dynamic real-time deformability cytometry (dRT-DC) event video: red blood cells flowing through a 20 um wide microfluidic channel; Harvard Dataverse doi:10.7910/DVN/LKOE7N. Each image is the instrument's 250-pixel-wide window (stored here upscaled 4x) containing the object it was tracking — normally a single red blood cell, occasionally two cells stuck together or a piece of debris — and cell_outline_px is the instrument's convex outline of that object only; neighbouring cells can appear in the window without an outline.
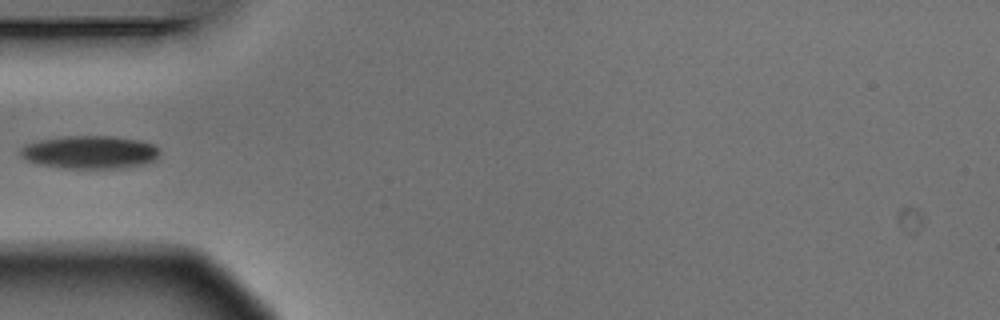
{"species": "Egyptian fruit bat (a non-hibernating species)", "species_latin": "Rousettus aegyptiacus", "temperature_condition": "warm", "stored_images_in_passage": 5, "camera_frame_rate_fps": 3000, "um_per_image_px": 0.085, "animal": {"sex": "male"}, "frame": {"image": 1, "passage_image": 5, "time_ms": 1.333, "image_size_px": [1000, 320], "cell_outline_px": [[160, 152], [156, 160], [144, 164], [120, 168], [60, 168], [40, 164], [28, 160], [20, 156], [20, 148], [24, 144], [40, 140], [68, 136], [112, 136], [140, 140], [156, 144]], "centroid_in_image_um": [7.67, 12.93], "position_along_channel_um": 77.3, "area_um2": 26.93}}